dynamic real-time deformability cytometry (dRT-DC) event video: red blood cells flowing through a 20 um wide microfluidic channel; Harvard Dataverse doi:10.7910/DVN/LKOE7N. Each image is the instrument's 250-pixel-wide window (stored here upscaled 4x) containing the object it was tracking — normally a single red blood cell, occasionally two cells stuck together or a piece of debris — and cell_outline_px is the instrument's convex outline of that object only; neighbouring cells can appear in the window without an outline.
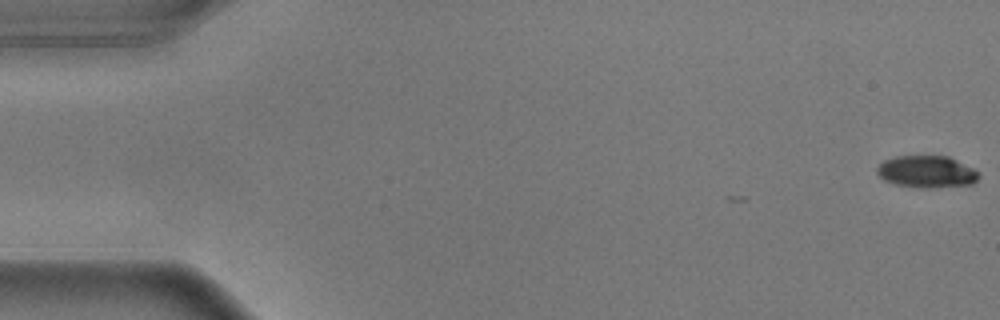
{"species": "common noctule bat (a hibernating species)", "species_latin": "Nyctalus noctula", "temperature_condition": "warm", "stored_images_in_passage": 45, "camera_frame_rate_fps": 3000, "um_per_image_px": 0.085, "animal": {"sex": "male", "body_mass_g": 17.9}, "frame": {"image": 1, "passage_image": 1, "time_ms": 0.0, "image_size_px": [1000, 320], "cell_outline_px": [[980, 176], [972, 184], [924, 188], [896, 184], [884, 180], [876, 172], [876, 168], [884, 160], [896, 156], [948, 156], [980, 172]], "centroid_in_image_um": [78.76, 14.59], "position_along_channel_um": 6.2, "area_um2": 18.79}}
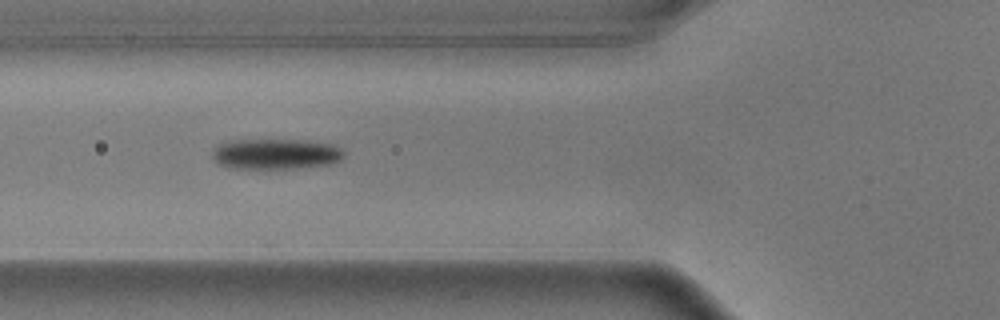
{"frame": {"image": 2, "passage_image": 21, "time_ms": 6.667, "image_size_px": [1000, 320], "cell_outline_px": [[344, 156], [340, 160], [332, 164], [292, 168], [236, 168], [220, 164], [212, 156], [212, 148], [220, 144], [232, 140], [300, 140], [332, 144], [340, 148], [344, 152]], "centroid_in_image_um": [23.45, 13.08], "position_along_channel_um": 102.3, "area_um2": 23.18}}
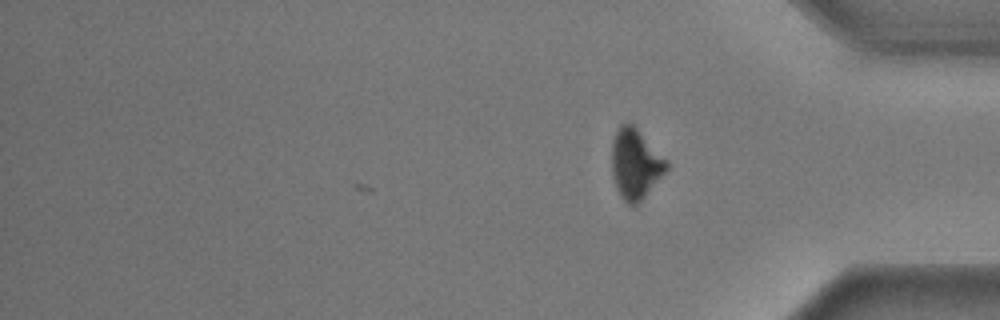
{"frame": {"image": 3, "passage_image": 45, "time_ms": 14.667, "image_size_px": [1000, 320], "cell_outline_px": [[668, 168], [644, 196], [632, 208], [620, 196], [616, 188], [612, 176], [612, 140], [620, 124], [632, 124], [668, 160]], "centroid_in_image_um": [53.99, 13.94], "position_along_channel_um": 381.2, "area_um2": 22.08}, "authors_computed_cell_mechanics": {"area_um2": 22.7732, "velocity_mm_per_s": 3.6127, "shape_relaxation_time_tau1_ms": 2.5641, "shape_relaxation_time_tau2_ms": 7.9095, "deformation_change_tau1": 0.1498, "deformation_change_tau2": 0.1083}}